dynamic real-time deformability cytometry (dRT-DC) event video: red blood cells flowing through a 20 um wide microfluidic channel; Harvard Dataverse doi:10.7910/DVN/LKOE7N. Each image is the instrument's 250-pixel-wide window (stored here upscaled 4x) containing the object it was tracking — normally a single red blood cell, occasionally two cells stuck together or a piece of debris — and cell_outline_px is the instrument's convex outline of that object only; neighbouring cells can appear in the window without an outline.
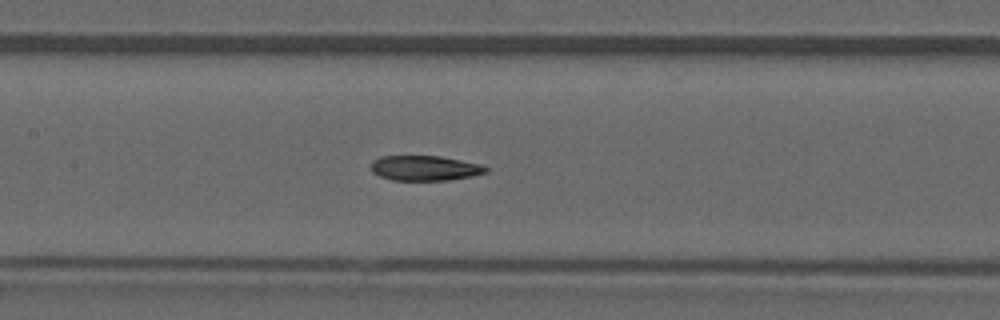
{"species": "common noctule bat (a hibernating species)", "species_latin": "Nyctalus noctula", "temperature_condition": "warm", "stored_images_in_passage": 43, "camera_frame_rate_fps": 3000, "um_per_image_px": 0.085, "animal": {"sex": "male", "forearm_length_mm": 52.5}, "frame": {"image": 1, "passage_image": 19, "time_ms": 6.0, "image_size_px": [1000, 320], "cell_outline_px": [[488, 172], [472, 176], [448, 180], [392, 180], [380, 176], [372, 172], [372, 160], [380, 156], [440, 156], [480, 164], [488, 168]], "centroid_in_image_um": [36.1, 14.29], "position_along_channel_um": 171.3, "area_um2": 16.7}}
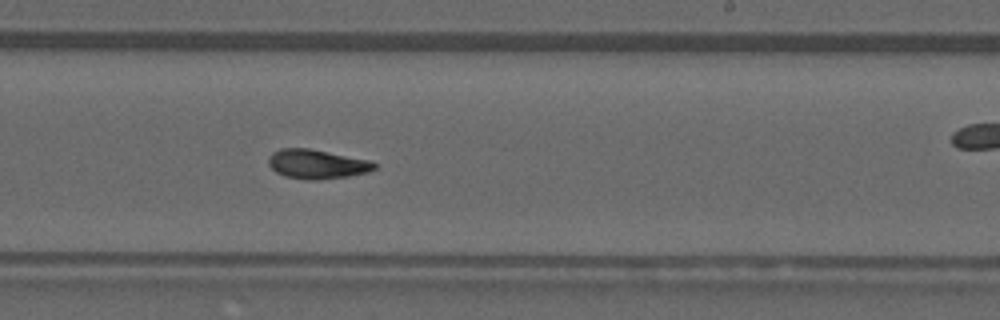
{"frame": {"image": 2, "passage_image": 25, "time_ms": 8.0, "image_size_px": [1000, 320], "cell_outline_px": [[376, 168], [368, 172], [348, 176], [316, 180], [308, 180], [284, 176], [276, 172], [268, 164], [268, 156], [272, 152], [280, 148], [308, 148], [372, 160], [376, 164]], "centroid_in_image_um": [26.93, 13.94], "position_along_channel_um": 262.1, "area_um2": 18.21}}